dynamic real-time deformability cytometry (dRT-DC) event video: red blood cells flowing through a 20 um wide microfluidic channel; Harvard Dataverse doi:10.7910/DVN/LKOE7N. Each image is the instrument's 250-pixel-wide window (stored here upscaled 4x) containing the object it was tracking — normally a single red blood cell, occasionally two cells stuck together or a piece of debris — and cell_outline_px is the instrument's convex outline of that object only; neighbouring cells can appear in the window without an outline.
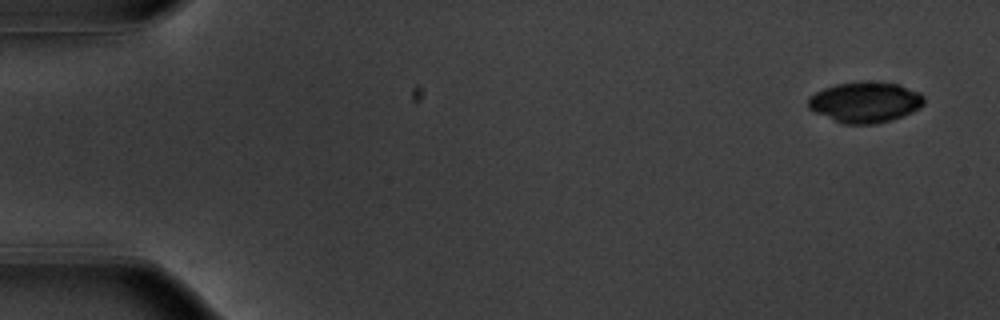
{"species": "common noctule bat (a hibernating species)", "species_latin": "Nyctalus noctula", "temperature_condition": "warm", "stored_images_in_passage": 53, "camera_frame_rate_fps": 3000, "um_per_image_px": 0.085, "animal": {"sex": "male", "body_mass_g": 20.1, "forearm_length_mm": 53.5}, "frame": {"image": 1, "passage_image": 1, "time_ms": 0.0, "image_size_px": [1000, 320], "cell_outline_px": [[924, 104], [920, 108], [912, 112], [876, 124], [840, 124], [808, 108], [808, 96], [824, 88], [836, 84], [900, 84], [920, 92], [924, 96]], "centroid_in_image_um": [73.53, 8.73], "position_along_channel_um": 11.5, "area_um2": 26.82}}
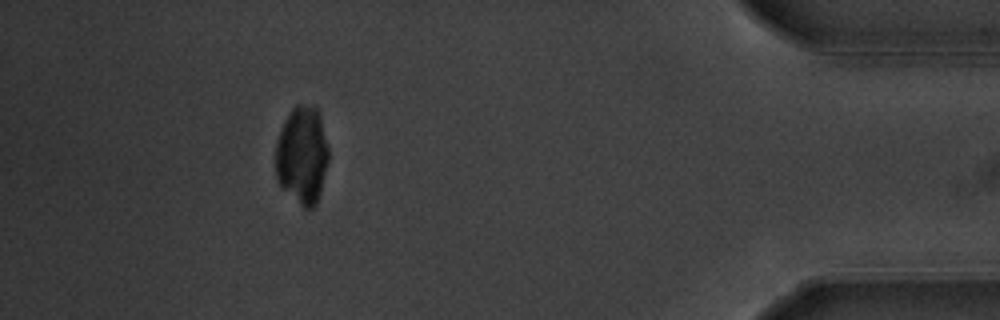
{"frame": {"image": 2, "passage_image": 48, "time_ms": 15.667, "image_size_px": [1000, 320], "cell_outline_px": [[328, 160], [320, 192], [316, 204], [312, 208], [304, 208], [280, 188], [276, 180], [276, 140], [284, 120], [292, 108], [296, 104], [316, 104], [320, 116], [328, 148]], "centroid_in_image_um": [25.66, 13.17], "position_along_channel_um": 409.5, "area_um2": 30.52}}